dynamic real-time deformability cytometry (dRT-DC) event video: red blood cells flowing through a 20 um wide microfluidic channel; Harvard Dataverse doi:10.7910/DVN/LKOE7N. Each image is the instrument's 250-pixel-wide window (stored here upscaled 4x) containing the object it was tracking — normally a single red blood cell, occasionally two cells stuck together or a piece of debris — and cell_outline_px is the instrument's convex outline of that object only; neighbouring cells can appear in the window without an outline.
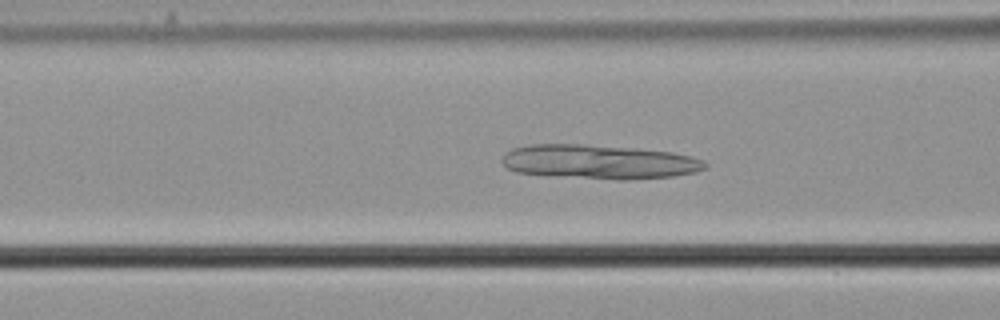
{"species": "common noctule bat (a hibernating species)", "species_latin": "Nyctalus noctula", "temperature_condition": "cold", "stored_images_in_passage": 56, "camera_frame_rate_fps": 3000, "um_per_image_px": 0.085, "animal": {"sex": "male", "body_mass_g": 21.5, "forearm_length_mm": 52.0}, "frame": {"image": 1, "passage_image": 23, "time_ms": 7.333, "image_size_px": [1000, 320], "cell_outline_px": [[708, 164], [704, 168], [696, 172], [672, 176], [628, 180], [616, 180], [548, 176], [516, 172], [508, 168], [500, 160], [512, 148], [532, 144], [576, 144], [636, 148], [672, 152], [692, 156], [704, 160]], "centroid_in_image_um": [50.93, 13.77], "position_along_channel_um": 115.7, "area_um2": 40.81}}
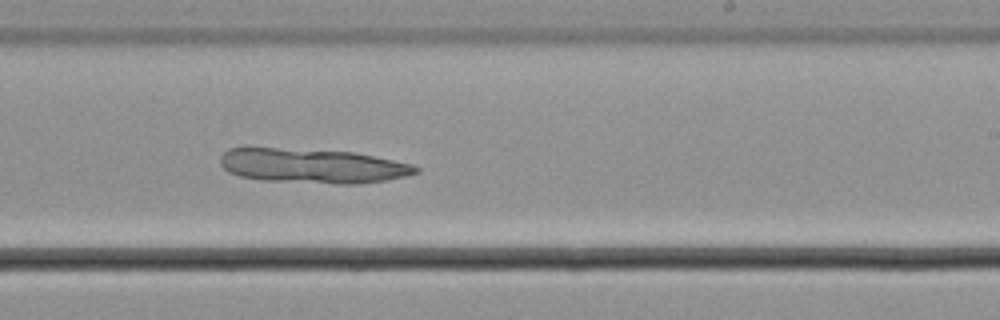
{"frame": {"image": 2, "passage_image": 35, "time_ms": 11.333, "image_size_px": [1000, 320], "cell_outline_px": [[420, 172], [388, 180], [356, 184], [336, 184], [260, 180], [240, 176], [228, 172], [220, 164], [220, 156], [228, 148], [244, 144], [252, 144], [352, 152], [412, 164], [420, 168]], "centroid_in_image_um": [26.41, 14.05], "position_along_channel_um": 262.6, "area_um2": 40.81}}
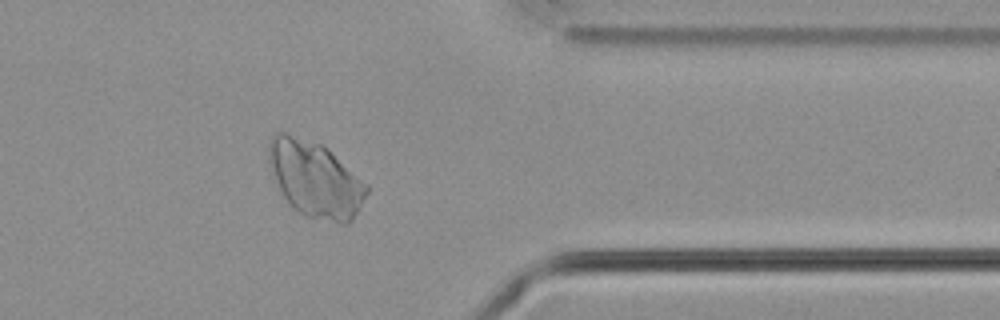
{"frame": {"image": 3, "passage_image": 46, "time_ms": 15.0, "image_size_px": [1000, 320], "cell_outline_px": [[368, 192], [352, 220], [348, 224], [340, 224], [304, 216], [292, 208], [288, 204], [276, 180], [268, 160], [268, 144], [272, 136], [276, 132], [284, 132], [320, 144], [328, 148], [368, 184]], "centroid_in_image_um": [26.81, 15.24], "position_along_channel_um": 384.6, "area_um2": 43.35}}